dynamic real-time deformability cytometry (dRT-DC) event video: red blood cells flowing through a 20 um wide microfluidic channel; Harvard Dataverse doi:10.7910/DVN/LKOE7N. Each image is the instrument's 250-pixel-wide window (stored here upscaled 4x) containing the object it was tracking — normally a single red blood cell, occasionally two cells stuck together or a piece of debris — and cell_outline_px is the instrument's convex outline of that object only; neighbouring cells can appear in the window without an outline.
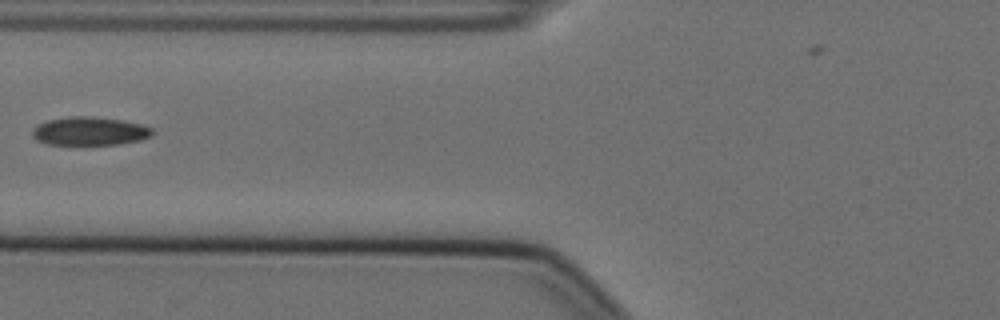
{"species": "Egyptian fruit bat (a non-hibernating species)", "species_latin": "Rousettus aegyptiacus", "temperature_condition": "cold", "stored_images_in_passage": 7, "camera_frame_rate_fps": 3000, "um_per_image_px": 0.085, "animal": {"sex": "female"}, "frame": {"image": 1, "passage_image": 6, "time_ms": 1.667, "image_size_px": [1000, 320], "cell_outline_px": [[152, 136], [140, 140], [116, 144], [48, 144], [36, 140], [32, 136], [32, 128], [36, 124], [48, 120], [68, 116], [92, 116], [124, 120], [144, 124], [152, 128]], "centroid_in_image_um": [7.61, 11.13], "position_along_channel_um": 118.2, "area_um2": 20.06}}